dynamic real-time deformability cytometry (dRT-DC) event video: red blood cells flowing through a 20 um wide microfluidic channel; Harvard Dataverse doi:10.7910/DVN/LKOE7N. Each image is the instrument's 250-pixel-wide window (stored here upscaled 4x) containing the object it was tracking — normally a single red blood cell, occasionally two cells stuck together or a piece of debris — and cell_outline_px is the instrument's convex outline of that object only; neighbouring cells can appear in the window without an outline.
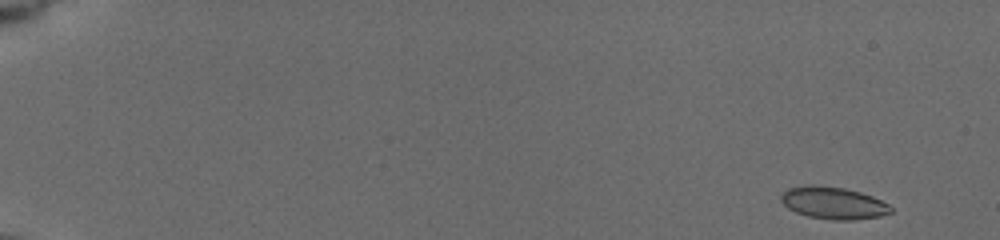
{"species": "common noctule bat (a hibernating species)", "species_latin": "Nyctalus noctula", "temperature_condition": "cold", "stored_images_in_passage": 55, "camera_frame_rate_fps": 3000, "um_per_image_px": 0.085, "animal": {"sex": "female", "body_mass_g": 19.5, "forearm_length_mm": 54.1}, "frame": {"image": 1, "passage_image": 2, "time_ms": 0.333, "image_size_px": [1000, 240], "cell_outline_px": [[892, 212], [880, 216], [852, 220], [832, 220], [808, 216], [796, 212], [788, 208], [780, 200], [780, 196], [788, 188], [808, 184], [812, 184], [844, 188], [860, 192], [872, 196], [888, 204], [892, 208]], "centroid_in_image_um": [70.82, 17.25], "position_along_channel_um": 14.2, "area_um2": 20.58}}
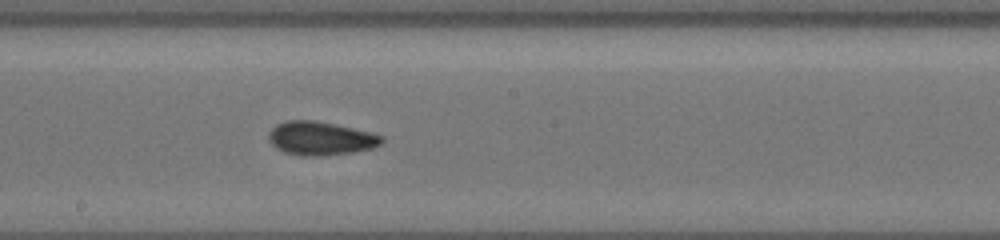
{"frame": {"image": 2, "passage_image": 32, "time_ms": 10.333, "image_size_px": [1000, 240], "cell_outline_px": [[384, 140], [380, 144], [372, 148], [352, 152], [320, 156], [300, 156], [284, 152], [276, 148], [272, 144], [268, 136], [268, 132], [276, 124], [288, 120], [316, 120], [352, 128], [384, 136]], "centroid_in_image_um": [27.22, 11.76], "position_along_channel_um": 221.0, "area_um2": 22.08}}
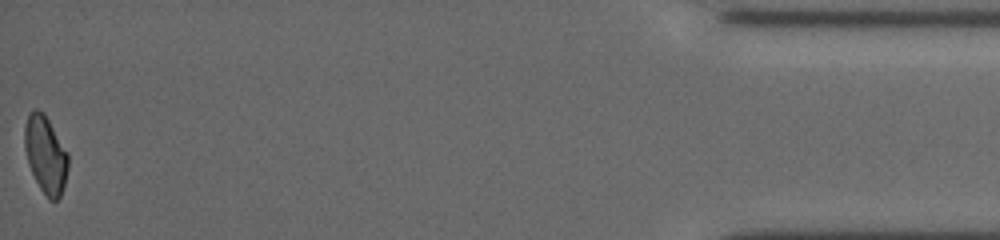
{"frame": {"image": 3, "passage_image": 55, "time_ms": 18.0, "image_size_px": [1000, 240], "cell_outline_px": [[68, 168], [64, 184], [60, 196], [56, 200], [48, 200], [40, 188], [28, 164], [24, 148], [24, 128], [28, 116], [36, 108], [44, 112], [68, 152]], "centroid_in_image_um": [3.87, 13.13], "position_along_channel_um": 431.3, "area_um2": 19.59}, "authors_computed_cell_mechanics": {"area_um2": 20.5768, "velocity_mm_per_s": 3.7618, "shape_relaxation_time_tau1_ms": 6.7862, "shape_relaxation_time_tau2_ms": 2.075, "deformation_change_tau1": 0.1262, "deformation_change_tau2": 0.0852}}